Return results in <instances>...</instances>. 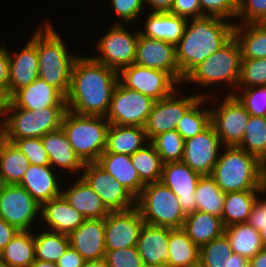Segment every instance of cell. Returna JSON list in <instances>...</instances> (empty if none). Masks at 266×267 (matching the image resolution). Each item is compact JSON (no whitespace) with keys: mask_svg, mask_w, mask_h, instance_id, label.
<instances>
[{"mask_svg":"<svg viewBox=\"0 0 266 267\" xmlns=\"http://www.w3.org/2000/svg\"><path fill=\"white\" fill-rule=\"evenodd\" d=\"M11 104L14 107L33 111L47 107H66L65 96L40 78L16 91L11 96Z\"/></svg>","mask_w":266,"mask_h":267,"instance_id":"22","label":"cell"},{"mask_svg":"<svg viewBox=\"0 0 266 267\" xmlns=\"http://www.w3.org/2000/svg\"><path fill=\"white\" fill-rule=\"evenodd\" d=\"M233 36L241 49L242 59L266 58V30L257 23L234 25Z\"/></svg>","mask_w":266,"mask_h":267,"instance_id":"33","label":"cell"},{"mask_svg":"<svg viewBox=\"0 0 266 267\" xmlns=\"http://www.w3.org/2000/svg\"><path fill=\"white\" fill-rule=\"evenodd\" d=\"M155 102L151 97L128 89L119 82L105 118L114 125L144 127Z\"/></svg>","mask_w":266,"mask_h":267,"instance_id":"10","label":"cell"},{"mask_svg":"<svg viewBox=\"0 0 266 267\" xmlns=\"http://www.w3.org/2000/svg\"><path fill=\"white\" fill-rule=\"evenodd\" d=\"M118 83V71L97 62L92 56H78L65 96L67 110L80 115L106 117Z\"/></svg>","mask_w":266,"mask_h":267,"instance_id":"1","label":"cell"},{"mask_svg":"<svg viewBox=\"0 0 266 267\" xmlns=\"http://www.w3.org/2000/svg\"><path fill=\"white\" fill-rule=\"evenodd\" d=\"M83 267H110L107 261L103 258L100 260H85Z\"/></svg>","mask_w":266,"mask_h":267,"instance_id":"61","label":"cell"},{"mask_svg":"<svg viewBox=\"0 0 266 267\" xmlns=\"http://www.w3.org/2000/svg\"><path fill=\"white\" fill-rule=\"evenodd\" d=\"M174 0H144L150 5L152 12H170Z\"/></svg>","mask_w":266,"mask_h":267,"instance_id":"58","label":"cell"},{"mask_svg":"<svg viewBox=\"0 0 266 267\" xmlns=\"http://www.w3.org/2000/svg\"><path fill=\"white\" fill-rule=\"evenodd\" d=\"M187 21L184 34L175 45L176 61L184 77L199 63L222 48L232 37L235 23L215 16Z\"/></svg>","mask_w":266,"mask_h":267,"instance_id":"2","label":"cell"},{"mask_svg":"<svg viewBox=\"0 0 266 267\" xmlns=\"http://www.w3.org/2000/svg\"><path fill=\"white\" fill-rule=\"evenodd\" d=\"M41 140L53 168L58 166L77 175L82 172L84 163L75 154L62 128L45 134Z\"/></svg>","mask_w":266,"mask_h":267,"instance_id":"28","label":"cell"},{"mask_svg":"<svg viewBox=\"0 0 266 267\" xmlns=\"http://www.w3.org/2000/svg\"><path fill=\"white\" fill-rule=\"evenodd\" d=\"M112 7L118 17L125 24H130L136 21L139 14L142 12L144 0H110Z\"/></svg>","mask_w":266,"mask_h":267,"instance_id":"51","label":"cell"},{"mask_svg":"<svg viewBox=\"0 0 266 267\" xmlns=\"http://www.w3.org/2000/svg\"><path fill=\"white\" fill-rule=\"evenodd\" d=\"M249 267H266V249L262 248L249 260Z\"/></svg>","mask_w":266,"mask_h":267,"instance_id":"60","label":"cell"},{"mask_svg":"<svg viewBox=\"0 0 266 267\" xmlns=\"http://www.w3.org/2000/svg\"><path fill=\"white\" fill-rule=\"evenodd\" d=\"M241 49L234 36L217 52L207 57L204 61L195 66L183 79L184 82L200 84L205 87L213 86L219 82H226L235 93L240 77ZM212 84V85H211Z\"/></svg>","mask_w":266,"mask_h":267,"instance_id":"6","label":"cell"},{"mask_svg":"<svg viewBox=\"0 0 266 267\" xmlns=\"http://www.w3.org/2000/svg\"><path fill=\"white\" fill-rule=\"evenodd\" d=\"M136 207L146 224L171 229L183 228L186 215L179 199L161 181L144 186L136 199Z\"/></svg>","mask_w":266,"mask_h":267,"instance_id":"7","label":"cell"},{"mask_svg":"<svg viewBox=\"0 0 266 267\" xmlns=\"http://www.w3.org/2000/svg\"><path fill=\"white\" fill-rule=\"evenodd\" d=\"M143 224L144 220L137 207L126 211L110 212L105 217L106 250L137 246Z\"/></svg>","mask_w":266,"mask_h":267,"instance_id":"18","label":"cell"},{"mask_svg":"<svg viewBox=\"0 0 266 267\" xmlns=\"http://www.w3.org/2000/svg\"><path fill=\"white\" fill-rule=\"evenodd\" d=\"M205 98V99H204ZM207 97H201L182 117L176 131L187 140L202 132L211 124L210 109H199L203 101L207 103Z\"/></svg>","mask_w":266,"mask_h":267,"instance_id":"42","label":"cell"},{"mask_svg":"<svg viewBox=\"0 0 266 267\" xmlns=\"http://www.w3.org/2000/svg\"><path fill=\"white\" fill-rule=\"evenodd\" d=\"M96 163L136 199L139 197L145 184L140 180L137 170L132 164L131 155L103 152Z\"/></svg>","mask_w":266,"mask_h":267,"instance_id":"26","label":"cell"},{"mask_svg":"<svg viewBox=\"0 0 266 267\" xmlns=\"http://www.w3.org/2000/svg\"><path fill=\"white\" fill-rule=\"evenodd\" d=\"M135 64L167 72L178 84L181 73L176 61L175 45L163 40L149 38L139 32L136 44Z\"/></svg>","mask_w":266,"mask_h":267,"instance_id":"17","label":"cell"},{"mask_svg":"<svg viewBox=\"0 0 266 267\" xmlns=\"http://www.w3.org/2000/svg\"><path fill=\"white\" fill-rule=\"evenodd\" d=\"M266 190H245L225 193L222 223L224 227L247 222L252 206Z\"/></svg>","mask_w":266,"mask_h":267,"instance_id":"32","label":"cell"},{"mask_svg":"<svg viewBox=\"0 0 266 267\" xmlns=\"http://www.w3.org/2000/svg\"><path fill=\"white\" fill-rule=\"evenodd\" d=\"M14 55H11L9 51L10 79L8 92L10 96L39 78L37 31L28 40L25 47Z\"/></svg>","mask_w":266,"mask_h":267,"instance_id":"21","label":"cell"},{"mask_svg":"<svg viewBox=\"0 0 266 267\" xmlns=\"http://www.w3.org/2000/svg\"><path fill=\"white\" fill-rule=\"evenodd\" d=\"M52 170L55 169L51 165L30 164L19 184L40 205L61 195V187L58 185V179Z\"/></svg>","mask_w":266,"mask_h":267,"instance_id":"25","label":"cell"},{"mask_svg":"<svg viewBox=\"0 0 266 267\" xmlns=\"http://www.w3.org/2000/svg\"><path fill=\"white\" fill-rule=\"evenodd\" d=\"M266 15V0H237V17L243 23H256Z\"/></svg>","mask_w":266,"mask_h":267,"instance_id":"50","label":"cell"},{"mask_svg":"<svg viewBox=\"0 0 266 267\" xmlns=\"http://www.w3.org/2000/svg\"><path fill=\"white\" fill-rule=\"evenodd\" d=\"M50 23L37 31L38 75L66 96L73 64L78 56L67 50L65 41Z\"/></svg>","mask_w":266,"mask_h":267,"instance_id":"4","label":"cell"},{"mask_svg":"<svg viewBox=\"0 0 266 267\" xmlns=\"http://www.w3.org/2000/svg\"><path fill=\"white\" fill-rule=\"evenodd\" d=\"M131 161L145 185L161 180L164 163L150 142L132 154Z\"/></svg>","mask_w":266,"mask_h":267,"instance_id":"39","label":"cell"},{"mask_svg":"<svg viewBox=\"0 0 266 267\" xmlns=\"http://www.w3.org/2000/svg\"><path fill=\"white\" fill-rule=\"evenodd\" d=\"M10 104L11 96L8 89L0 85V117H5L0 122V134L5 129Z\"/></svg>","mask_w":266,"mask_h":267,"instance_id":"56","label":"cell"},{"mask_svg":"<svg viewBox=\"0 0 266 267\" xmlns=\"http://www.w3.org/2000/svg\"><path fill=\"white\" fill-rule=\"evenodd\" d=\"M70 245L85 260L103 259L105 247V218L85 219V221L70 234Z\"/></svg>","mask_w":266,"mask_h":267,"instance_id":"20","label":"cell"},{"mask_svg":"<svg viewBox=\"0 0 266 267\" xmlns=\"http://www.w3.org/2000/svg\"><path fill=\"white\" fill-rule=\"evenodd\" d=\"M179 90L176 88L169 96L155 102L144 125L149 142L162 133L176 130L182 117L201 97L211 96L199 93L181 98Z\"/></svg>","mask_w":266,"mask_h":267,"instance_id":"9","label":"cell"},{"mask_svg":"<svg viewBox=\"0 0 266 267\" xmlns=\"http://www.w3.org/2000/svg\"><path fill=\"white\" fill-rule=\"evenodd\" d=\"M119 82L126 88L138 91L155 101L169 96L178 83L165 71L133 63L119 72ZM176 84V85H175Z\"/></svg>","mask_w":266,"mask_h":267,"instance_id":"14","label":"cell"},{"mask_svg":"<svg viewBox=\"0 0 266 267\" xmlns=\"http://www.w3.org/2000/svg\"><path fill=\"white\" fill-rule=\"evenodd\" d=\"M153 267H169L167 265H161V266H153Z\"/></svg>","mask_w":266,"mask_h":267,"instance_id":"68","label":"cell"},{"mask_svg":"<svg viewBox=\"0 0 266 267\" xmlns=\"http://www.w3.org/2000/svg\"><path fill=\"white\" fill-rule=\"evenodd\" d=\"M30 161L12 142L0 134V171L6 184H20Z\"/></svg>","mask_w":266,"mask_h":267,"instance_id":"37","label":"cell"},{"mask_svg":"<svg viewBox=\"0 0 266 267\" xmlns=\"http://www.w3.org/2000/svg\"><path fill=\"white\" fill-rule=\"evenodd\" d=\"M237 89L241 94L235 92L233 95L250 115L266 117V85Z\"/></svg>","mask_w":266,"mask_h":267,"instance_id":"46","label":"cell"},{"mask_svg":"<svg viewBox=\"0 0 266 267\" xmlns=\"http://www.w3.org/2000/svg\"><path fill=\"white\" fill-rule=\"evenodd\" d=\"M203 16L237 17V0H199Z\"/></svg>","mask_w":266,"mask_h":267,"instance_id":"49","label":"cell"},{"mask_svg":"<svg viewBox=\"0 0 266 267\" xmlns=\"http://www.w3.org/2000/svg\"><path fill=\"white\" fill-rule=\"evenodd\" d=\"M182 229L199 248L224 233L221 217L197 210L186 215Z\"/></svg>","mask_w":266,"mask_h":267,"instance_id":"31","label":"cell"},{"mask_svg":"<svg viewBox=\"0 0 266 267\" xmlns=\"http://www.w3.org/2000/svg\"><path fill=\"white\" fill-rule=\"evenodd\" d=\"M67 107H47L33 111L9 106L4 139L41 138L45 134L61 128Z\"/></svg>","mask_w":266,"mask_h":267,"instance_id":"8","label":"cell"},{"mask_svg":"<svg viewBox=\"0 0 266 267\" xmlns=\"http://www.w3.org/2000/svg\"><path fill=\"white\" fill-rule=\"evenodd\" d=\"M199 262V247L181 229L169 228L168 262L169 267H187Z\"/></svg>","mask_w":266,"mask_h":267,"instance_id":"34","label":"cell"},{"mask_svg":"<svg viewBox=\"0 0 266 267\" xmlns=\"http://www.w3.org/2000/svg\"><path fill=\"white\" fill-rule=\"evenodd\" d=\"M85 259L71 246L56 262L58 267H83Z\"/></svg>","mask_w":266,"mask_h":267,"instance_id":"54","label":"cell"},{"mask_svg":"<svg viewBox=\"0 0 266 267\" xmlns=\"http://www.w3.org/2000/svg\"><path fill=\"white\" fill-rule=\"evenodd\" d=\"M40 216L46 227H50L49 231L66 235L78 228L86 219L62 194L42 204Z\"/></svg>","mask_w":266,"mask_h":267,"instance_id":"24","label":"cell"},{"mask_svg":"<svg viewBox=\"0 0 266 267\" xmlns=\"http://www.w3.org/2000/svg\"><path fill=\"white\" fill-rule=\"evenodd\" d=\"M10 64L9 50L5 46H0V85L9 89Z\"/></svg>","mask_w":266,"mask_h":267,"instance_id":"55","label":"cell"},{"mask_svg":"<svg viewBox=\"0 0 266 267\" xmlns=\"http://www.w3.org/2000/svg\"><path fill=\"white\" fill-rule=\"evenodd\" d=\"M217 106L210 109L211 124L223 147L239 146L244 137L250 114L233 94H226L223 101Z\"/></svg>","mask_w":266,"mask_h":267,"instance_id":"12","label":"cell"},{"mask_svg":"<svg viewBox=\"0 0 266 267\" xmlns=\"http://www.w3.org/2000/svg\"><path fill=\"white\" fill-rule=\"evenodd\" d=\"M35 259L56 263L69 247V237L66 234L43 231L34 232Z\"/></svg>","mask_w":266,"mask_h":267,"instance_id":"40","label":"cell"},{"mask_svg":"<svg viewBox=\"0 0 266 267\" xmlns=\"http://www.w3.org/2000/svg\"><path fill=\"white\" fill-rule=\"evenodd\" d=\"M266 85V58L241 59L240 77L237 88Z\"/></svg>","mask_w":266,"mask_h":267,"instance_id":"45","label":"cell"},{"mask_svg":"<svg viewBox=\"0 0 266 267\" xmlns=\"http://www.w3.org/2000/svg\"><path fill=\"white\" fill-rule=\"evenodd\" d=\"M14 143L33 165H50L48 154L41 138L5 139Z\"/></svg>","mask_w":266,"mask_h":267,"instance_id":"47","label":"cell"},{"mask_svg":"<svg viewBox=\"0 0 266 267\" xmlns=\"http://www.w3.org/2000/svg\"><path fill=\"white\" fill-rule=\"evenodd\" d=\"M228 267H249V259L232 252L228 259Z\"/></svg>","mask_w":266,"mask_h":267,"instance_id":"59","label":"cell"},{"mask_svg":"<svg viewBox=\"0 0 266 267\" xmlns=\"http://www.w3.org/2000/svg\"><path fill=\"white\" fill-rule=\"evenodd\" d=\"M149 140L142 126H121L110 124L104 152L134 154Z\"/></svg>","mask_w":266,"mask_h":267,"instance_id":"30","label":"cell"},{"mask_svg":"<svg viewBox=\"0 0 266 267\" xmlns=\"http://www.w3.org/2000/svg\"><path fill=\"white\" fill-rule=\"evenodd\" d=\"M0 267H9V266L0 259Z\"/></svg>","mask_w":266,"mask_h":267,"instance_id":"66","label":"cell"},{"mask_svg":"<svg viewBox=\"0 0 266 267\" xmlns=\"http://www.w3.org/2000/svg\"><path fill=\"white\" fill-rule=\"evenodd\" d=\"M169 13L189 19V21L191 18L202 17L199 0H174Z\"/></svg>","mask_w":266,"mask_h":267,"instance_id":"53","label":"cell"},{"mask_svg":"<svg viewBox=\"0 0 266 267\" xmlns=\"http://www.w3.org/2000/svg\"><path fill=\"white\" fill-rule=\"evenodd\" d=\"M109 126L105 117L80 115L67 110L61 128L80 160L93 163L105 151Z\"/></svg>","mask_w":266,"mask_h":267,"instance_id":"5","label":"cell"},{"mask_svg":"<svg viewBox=\"0 0 266 267\" xmlns=\"http://www.w3.org/2000/svg\"><path fill=\"white\" fill-rule=\"evenodd\" d=\"M18 231L15 226L0 218V251L13 239Z\"/></svg>","mask_w":266,"mask_h":267,"instance_id":"57","label":"cell"},{"mask_svg":"<svg viewBox=\"0 0 266 267\" xmlns=\"http://www.w3.org/2000/svg\"><path fill=\"white\" fill-rule=\"evenodd\" d=\"M223 152L210 176L224 193L266 190L262 183V163L256 156L238 146H225Z\"/></svg>","mask_w":266,"mask_h":267,"instance_id":"3","label":"cell"},{"mask_svg":"<svg viewBox=\"0 0 266 267\" xmlns=\"http://www.w3.org/2000/svg\"><path fill=\"white\" fill-rule=\"evenodd\" d=\"M258 25H260L263 29L266 30V15H264L260 20L256 22Z\"/></svg>","mask_w":266,"mask_h":267,"instance_id":"64","label":"cell"},{"mask_svg":"<svg viewBox=\"0 0 266 267\" xmlns=\"http://www.w3.org/2000/svg\"><path fill=\"white\" fill-rule=\"evenodd\" d=\"M29 267H58L56 263L35 259Z\"/></svg>","mask_w":266,"mask_h":267,"instance_id":"62","label":"cell"},{"mask_svg":"<svg viewBox=\"0 0 266 267\" xmlns=\"http://www.w3.org/2000/svg\"><path fill=\"white\" fill-rule=\"evenodd\" d=\"M34 233L18 231L13 239L0 251V259L9 267H29L35 260Z\"/></svg>","mask_w":266,"mask_h":267,"instance_id":"36","label":"cell"},{"mask_svg":"<svg viewBox=\"0 0 266 267\" xmlns=\"http://www.w3.org/2000/svg\"><path fill=\"white\" fill-rule=\"evenodd\" d=\"M184 142V138L176 130L162 133L150 141L164 164L182 161Z\"/></svg>","mask_w":266,"mask_h":267,"instance_id":"44","label":"cell"},{"mask_svg":"<svg viewBox=\"0 0 266 267\" xmlns=\"http://www.w3.org/2000/svg\"><path fill=\"white\" fill-rule=\"evenodd\" d=\"M222 146L215 128L210 124L199 134L185 140L182 162L202 176L211 175Z\"/></svg>","mask_w":266,"mask_h":267,"instance_id":"16","label":"cell"},{"mask_svg":"<svg viewBox=\"0 0 266 267\" xmlns=\"http://www.w3.org/2000/svg\"><path fill=\"white\" fill-rule=\"evenodd\" d=\"M40 210L41 205L19 184H6L0 194V218L19 231H30Z\"/></svg>","mask_w":266,"mask_h":267,"instance_id":"15","label":"cell"},{"mask_svg":"<svg viewBox=\"0 0 266 267\" xmlns=\"http://www.w3.org/2000/svg\"><path fill=\"white\" fill-rule=\"evenodd\" d=\"M247 222L260 231L261 243L266 249V198L261 200L258 197L256 199Z\"/></svg>","mask_w":266,"mask_h":267,"instance_id":"52","label":"cell"},{"mask_svg":"<svg viewBox=\"0 0 266 267\" xmlns=\"http://www.w3.org/2000/svg\"><path fill=\"white\" fill-rule=\"evenodd\" d=\"M61 194L86 219H102L110 213L99 195L81 176L70 188L62 189Z\"/></svg>","mask_w":266,"mask_h":267,"instance_id":"27","label":"cell"},{"mask_svg":"<svg viewBox=\"0 0 266 267\" xmlns=\"http://www.w3.org/2000/svg\"><path fill=\"white\" fill-rule=\"evenodd\" d=\"M233 253H237L249 260L262 248L260 231L256 230L248 222L224 227Z\"/></svg>","mask_w":266,"mask_h":267,"instance_id":"35","label":"cell"},{"mask_svg":"<svg viewBox=\"0 0 266 267\" xmlns=\"http://www.w3.org/2000/svg\"><path fill=\"white\" fill-rule=\"evenodd\" d=\"M238 147L263 161L266 157V117L250 115L244 137Z\"/></svg>","mask_w":266,"mask_h":267,"instance_id":"41","label":"cell"},{"mask_svg":"<svg viewBox=\"0 0 266 267\" xmlns=\"http://www.w3.org/2000/svg\"><path fill=\"white\" fill-rule=\"evenodd\" d=\"M187 267H201V265H200V263L198 262V263H196V264H194V265L187 266Z\"/></svg>","mask_w":266,"mask_h":267,"instance_id":"67","label":"cell"},{"mask_svg":"<svg viewBox=\"0 0 266 267\" xmlns=\"http://www.w3.org/2000/svg\"><path fill=\"white\" fill-rule=\"evenodd\" d=\"M201 176L182 161L168 162L163 165L160 181L178 197L185 215L196 210L194 193Z\"/></svg>","mask_w":266,"mask_h":267,"instance_id":"19","label":"cell"},{"mask_svg":"<svg viewBox=\"0 0 266 267\" xmlns=\"http://www.w3.org/2000/svg\"><path fill=\"white\" fill-rule=\"evenodd\" d=\"M104 259L110 267H144L136 246L106 250Z\"/></svg>","mask_w":266,"mask_h":267,"instance_id":"48","label":"cell"},{"mask_svg":"<svg viewBox=\"0 0 266 267\" xmlns=\"http://www.w3.org/2000/svg\"><path fill=\"white\" fill-rule=\"evenodd\" d=\"M5 186H6V183H5V181H4V178H3L2 173H1V171H0V194H1L2 191L4 190Z\"/></svg>","mask_w":266,"mask_h":267,"instance_id":"65","label":"cell"},{"mask_svg":"<svg viewBox=\"0 0 266 267\" xmlns=\"http://www.w3.org/2000/svg\"><path fill=\"white\" fill-rule=\"evenodd\" d=\"M81 177L99 195L110 212L136 207V198L96 162L84 163Z\"/></svg>","mask_w":266,"mask_h":267,"instance_id":"13","label":"cell"},{"mask_svg":"<svg viewBox=\"0 0 266 267\" xmlns=\"http://www.w3.org/2000/svg\"><path fill=\"white\" fill-rule=\"evenodd\" d=\"M231 254L229 240L223 233L199 248V263L201 267H228Z\"/></svg>","mask_w":266,"mask_h":267,"instance_id":"43","label":"cell"},{"mask_svg":"<svg viewBox=\"0 0 266 267\" xmlns=\"http://www.w3.org/2000/svg\"><path fill=\"white\" fill-rule=\"evenodd\" d=\"M187 21L169 12H151L145 21V32L140 33L176 45L184 34Z\"/></svg>","mask_w":266,"mask_h":267,"instance_id":"29","label":"cell"},{"mask_svg":"<svg viewBox=\"0 0 266 267\" xmlns=\"http://www.w3.org/2000/svg\"><path fill=\"white\" fill-rule=\"evenodd\" d=\"M169 228L144 223L140 229L137 250L144 267L166 265L168 262Z\"/></svg>","mask_w":266,"mask_h":267,"instance_id":"23","label":"cell"},{"mask_svg":"<svg viewBox=\"0 0 266 267\" xmlns=\"http://www.w3.org/2000/svg\"><path fill=\"white\" fill-rule=\"evenodd\" d=\"M194 194L197 211L222 216L225 193L210 175L201 176Z\"/></svg>","mask_w":266,"mask_h":267,"instance_id":"38","label":"cell"},{"mask_svg":"<svg viewBox=\"0 0 266 267\" xmlns=\"http://www.w3.org/2000/svg\"><path fill=\"white\" fill-rule=\"evenodd\" d=\"M262 163V183L263 187L266 189V157L261 161Z\"/></svg>","mask_w":266,"mask_h":267,"instance_id":"63","label":"cell"},{"mask_svg":"<svg viewBox=\"0 0 266 267\" xmlns=\"http://www.w3.org/2000/svg\"><path fill=\"white\" fill-rule=\"evenodd\" d=\"M121 23L117 20L116 23L113 22L112 27L97 42L101 55L92 57L118 72L135 62L136 44L140 32L139 30L135 34L131 33Z\"/></svg>","mask_w":266,"mask_h":267,"instance_id":"11","label":"cell"}]
</instances>
